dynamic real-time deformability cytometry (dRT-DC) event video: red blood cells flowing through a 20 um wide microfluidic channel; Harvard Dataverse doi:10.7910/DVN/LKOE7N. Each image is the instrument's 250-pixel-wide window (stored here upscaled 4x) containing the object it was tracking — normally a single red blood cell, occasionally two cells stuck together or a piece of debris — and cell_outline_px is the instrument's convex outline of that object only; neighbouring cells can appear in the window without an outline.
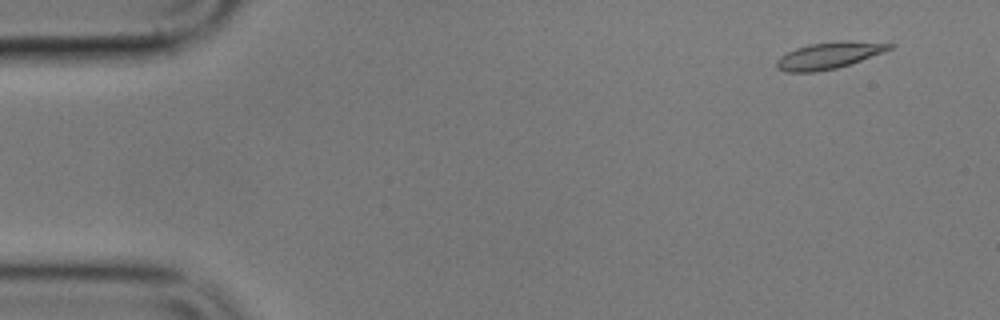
{"species": "common noctule bat (a hibernating species)", "species_latin": "Nyctalus noctula", "temperature_condition": "cold", "stored_images_in_passage": 56, "camera_frame_rate_fps": 3000, "um_per_image_px": 0.085, "animal": {"sex": "male", "body_mass_g": 17.9}, "frame": {"image": 1, "passage_image": 4, "time_ms": 1.0, "image_size_px": [1000, 320], "cell_outline_px": [[896, 44], [892, 48], [884, 52], [836, 68], [812, 72], [788, 72], [776, 68], [776, 60], [780, 56], [796, 48], [808, 44], [840, 40], [852, 40]], "centroid_in_image_um": [70.46, 4.69], "position_along_channel_um": 14.5, "area_um2": 17.51}}
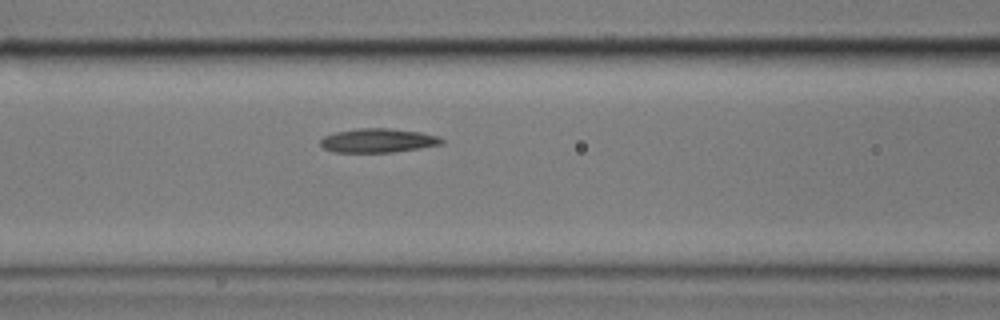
{"frame": {"image": 2, "passage_image": 23, "time_ms": 7.333, "image_size_px": [1000, 320], "cell_outline_px": [[444, 144], [420, 148], [392, 152], [332, 152], [324, 148], [320, 144], [320, 140], [324, 136], [336, 132], [360, 128], [388, 128], [420, 132], [436, 136], [444, 140]], "centroid_in_image_um": [32.12, 11.95], "position_along_channel_um": 134.5, "area_um2": 16.88}}
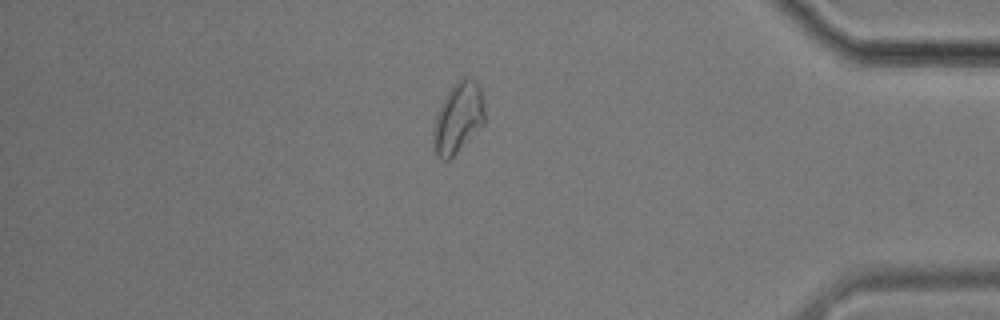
{"frame": {"image": 3, "passage_image": 48, "time_ms": 15.667, "image_size_px": [1000, 320], "cell_outline_px": [[484, 124], [448, 160], [440, 160], [432, 152], [432, 124], [440, 104], [452, 84], [460, 76], [464, 76], [472, 80], [480, 88], [484, 108]], "centroid_in_image_um": [38.87, 10.03], "position_along_channel_um": 396.3, "area_um2": 21.44}, "authors_computed_cell_mechanics": {"area_um2": 17.4556, "velocity_mm_per_s": 3.5329, "shape_relaxation_time_tau1_ms": null, "shape_relaxation_time_tau2_ms": 6.8862, "deformation_change_tau1": null, "deformation_change_tau2": 0.1089}}